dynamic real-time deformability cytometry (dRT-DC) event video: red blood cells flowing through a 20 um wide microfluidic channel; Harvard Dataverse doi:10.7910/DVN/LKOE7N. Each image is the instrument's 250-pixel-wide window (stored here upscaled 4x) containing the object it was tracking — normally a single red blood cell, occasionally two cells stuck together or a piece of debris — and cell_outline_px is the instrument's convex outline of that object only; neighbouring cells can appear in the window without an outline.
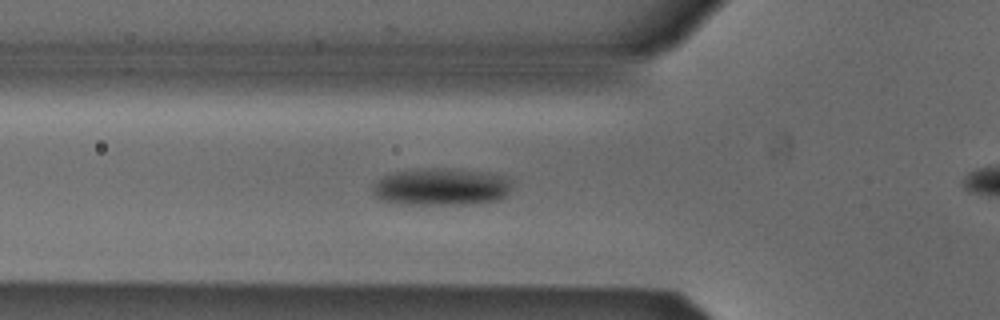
{"species": "Egyptian fruit bat (a non-hibernating species)", "species_latin": "Rousettus aegyptiacus", "temperature_condition": "cold", "stored_images_in_passage": 29, "camera_frame_rate_fps": 3000, "um_per_image_px": 0.085, "animal": {"sex": "male"}, "frame": {"image": 1, "passage_image": 2, "time_ms": 0.333, "image_size_px": [1000, 320], "cell_outline_px": [[508, 192], [504, 196], [496, 200], [468, 204], [388, 204], [380, 200], [372, 192], [372, 188], [376, 180], [384, 176], [396, 172], [432, 168], [444, 168], [480, 172], [504, 176], [508, 180]], "centroid_in_image_um": [37.39, 15.9], "position_along_channel_um": 88.4, "area_um2": 29.82}}
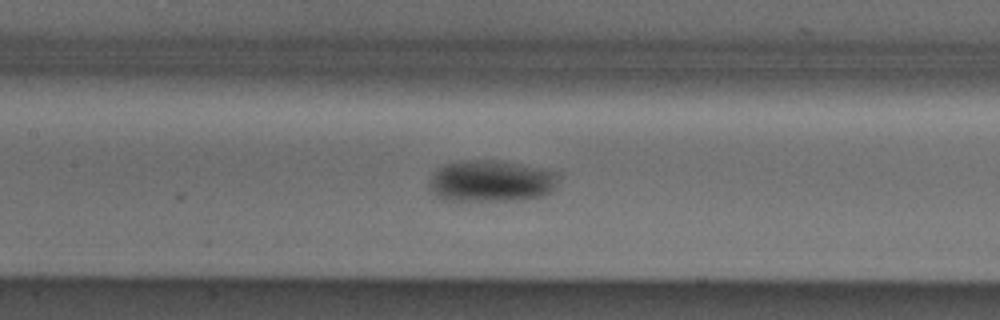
{"frame": {"image": 2, "passage_image": 8, "time_ms": 2.333, "image_size_px": [1000, 320], "cell_outline_px": [[556, 184], [552, 192], [540, 196], [520, 200], [452, 200], [436, 196], [428, 188], [428, 180], [436, 168], [444, 164], [460, 160], [496, 160], [556, 172]], "centroid_in_image_um": [41.66, 15.39], "position_along_channel_um": 165.7, "area_um2": 31.15}}
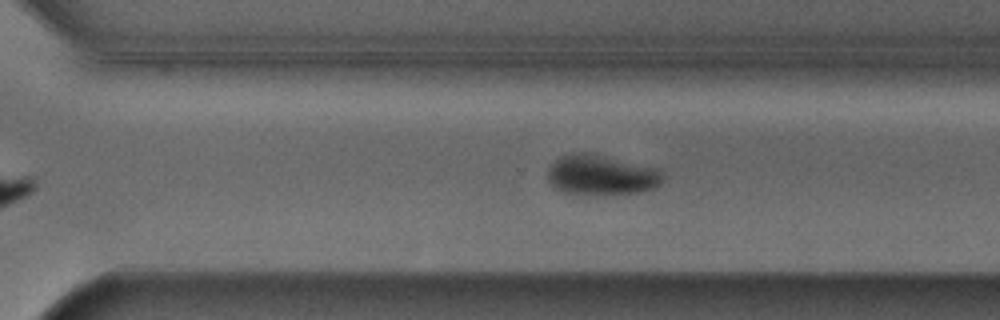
{"frame": {"image": 3, "passage_image": 20, "time_ms": 6.333, "image_size_px": [1000, 320], "cell_outline_px": [[664, 180], [656, 188], [640, 192], [564, 192], [556, 188], [548, 180], [548, 168], [560, 156], [580, 152], [588, 152], [652, 168], [660, 172]], "centroid_in_image_um": [51.08, 14.85], "position_along_channel_um": 319.5, "area_um2": 25.66}}